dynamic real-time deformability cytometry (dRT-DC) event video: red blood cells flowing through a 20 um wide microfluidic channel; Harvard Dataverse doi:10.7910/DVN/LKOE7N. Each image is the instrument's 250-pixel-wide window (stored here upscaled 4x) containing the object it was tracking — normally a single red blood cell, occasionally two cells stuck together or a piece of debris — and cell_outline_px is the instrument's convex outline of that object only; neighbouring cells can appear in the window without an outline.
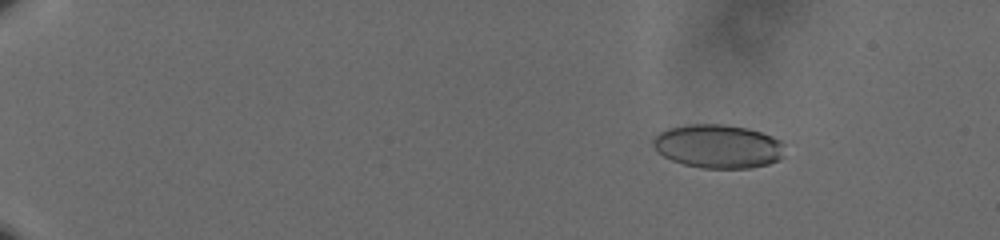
{"species": "human", "species_latin": "Homo sapiens", "temperature_condition": "cold", "stored_images_in_passage": 62, "camera_frame_rate_fps": 3000, "um_per_image_px": 0.085, "donor": {"sex": "male"}, "frame": {"image": 1, "passage_image": 11, "time_ms": 3.333, "image_size_px": [1000, 240], "cell_outline_px": [[784, 156], [780, 160], [768, 164], [752, 168], [700, 168], [684, 164], [672, 160], [664, 156], [652, 144], [652, 140], [660, 132], [668, 128], [688, 124], [724, 124], [748, 128], [772, 136], [780, 140], [784, 144]], "centroid_in_image_um": [61.08, 12.44], "position_along_channel_um": 23.9, "area_um2": 33.64}}
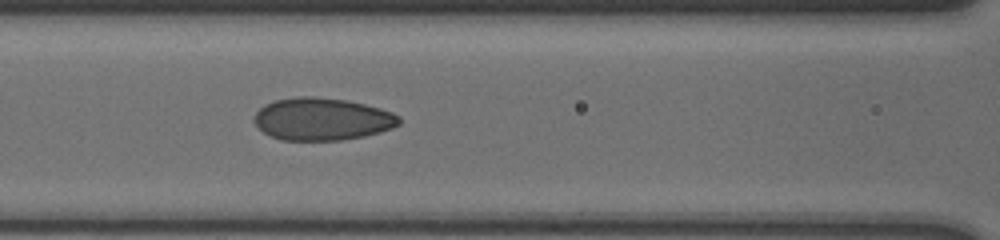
{"frame": {"image": 2, "passage_image": 32, "time_ms": 10.333, "image_size_px": [1000, 240], "cell_outline_px": [[400, 124], [392, 128], [380, 132], [364, 136], [340, 140], [280, 140], [264, 132], [252, 120], [256, 112], [264, 104], [276, 100], [296, 96], [312, 96], [344, 100], [364, 104], [380, 108], [392, 112], [400, 116]], "centroid_in_image_um": [27.38, 10.12], "position_along_channel_um": 139.2, "area_um2": 35.84}}
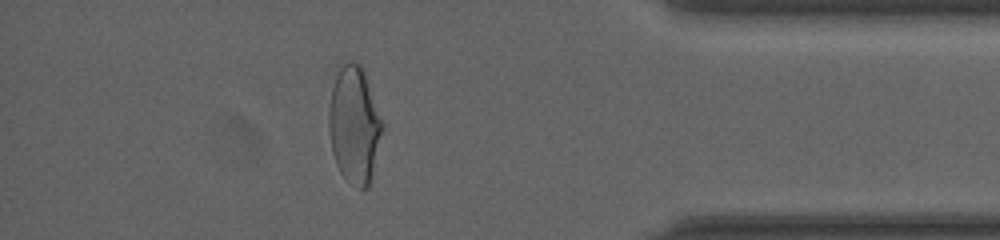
{"frame": {"image": 3, "passage_image": 56, "time_ms": 18.333, "image_size_px": [1000, 240], "cell_outline_px": [[384, 128], [368, 188], [356, 188], [340, 172], [336, 164], [332, 152], [328, 128], [328, 108], [332, 88], [340, 60], [352, 60], [360, 64], [364, 72], [384, 124]], "centroid_in_image_um": [30.1, 10.56], "position_along_channel_um": 405.1, "area_um2": 36.82}, "authors_computed_cell_mechanics": {"area_um2": 34.9979, "velocity_mm_per_s": 3.621, "shape_relaxation_time_tau1_ms": 7.6875, "shape_relaxation_time_tau2_ms": 1.0104, "deformation_change_tau1": 0.1862, "deformation_change_tau2": 0.0533}}